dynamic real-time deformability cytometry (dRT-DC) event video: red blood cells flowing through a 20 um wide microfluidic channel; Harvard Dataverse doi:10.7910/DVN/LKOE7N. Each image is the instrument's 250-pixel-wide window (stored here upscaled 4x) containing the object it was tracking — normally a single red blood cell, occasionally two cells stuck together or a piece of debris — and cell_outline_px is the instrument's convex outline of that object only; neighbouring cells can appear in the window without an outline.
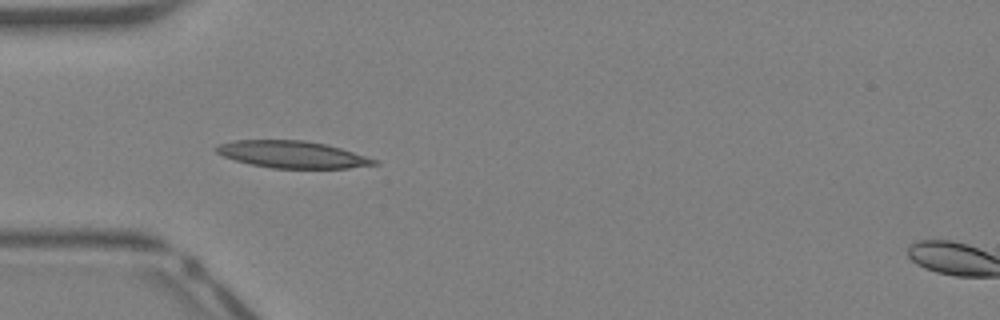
{"species": "Egyptian fruit bat (a non-hibernating species)", "species_latin": "Rousettus aegyptiacus", "temperature_condition": "warm", "stored_images_in_passage": 23, "camera_frame_rate_fps": 3000, "um_per_image_px": 0.085, "animal": {"sex": "female"}, "frame": {"image": 1, "passage_image": 2, "time_ms": 0.333, "image_size_px": [1000, 320], "cell_outline_px": [[380, 164], [348, 168], [272, 168], [252, 164], [236, 160], [224, 156], [216, 152], [212, 148], [220, 144], [236, 140], [304, 140], [328, 144], [380, 160]], "centroid_in_image_um": [24.9, 13.12], "position_along_channel_um": 60.1, "area_um2": 24.91}}
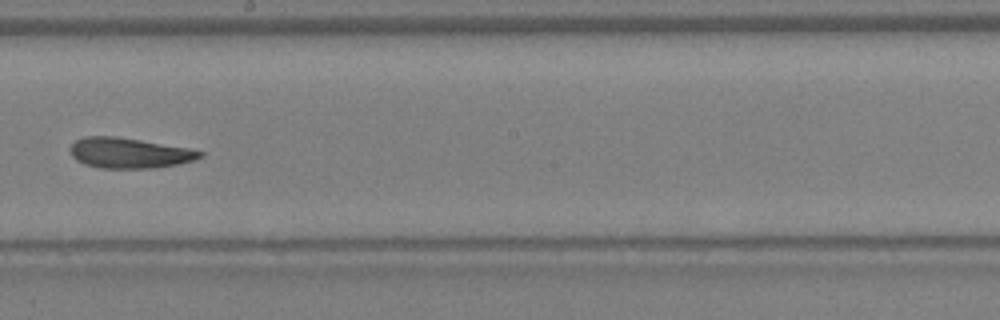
{"frame": {"image": 2, "passage_image": 13, "time_ms": 4.0, "image_size_px": [1000, 320], "cell_outline_px": [[204, 156], [196, 160], [156, 168], [100, 168], [84, 164], [76, 160], [72, 156], [68, 148], [76, 140], [84, 136], [116, 136], [188, 148], [204, 152]], "centroid_in_image_um": [10.97, 13.0], "position_along_channel_um": 237.2, "area_um2": 23.06}}
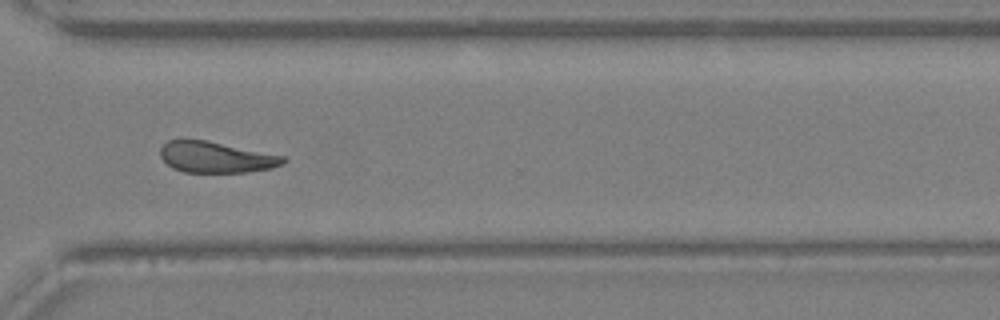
{"frame": {"image": 3, "passage_image": 20, "time_ms": 6.333, "image_size_px": [1000, 320], "cell_outline_px": [[288, 160], [284, 164], [272, 168], [244, 172], [184, 172], [172, 168], [160, 156], [160, 148], [168, 140], [208, 140], [284, 156]], "centroid_in_image_um": [18.38, 13.36], "position_along_channel_um": 352.2, "area_um2": 22.2}, "authors_computed_cell_mechanics": {"area_um2": 23.2356, "velocity_mm_per_s": 4.9168, "shape_relaxation_time_tau1_ms": null, "shape_relaxation_time_tau2_ms": 6.0079, "deformation_change_tau1": null, "deformation_change_tau2": 0.1569}}